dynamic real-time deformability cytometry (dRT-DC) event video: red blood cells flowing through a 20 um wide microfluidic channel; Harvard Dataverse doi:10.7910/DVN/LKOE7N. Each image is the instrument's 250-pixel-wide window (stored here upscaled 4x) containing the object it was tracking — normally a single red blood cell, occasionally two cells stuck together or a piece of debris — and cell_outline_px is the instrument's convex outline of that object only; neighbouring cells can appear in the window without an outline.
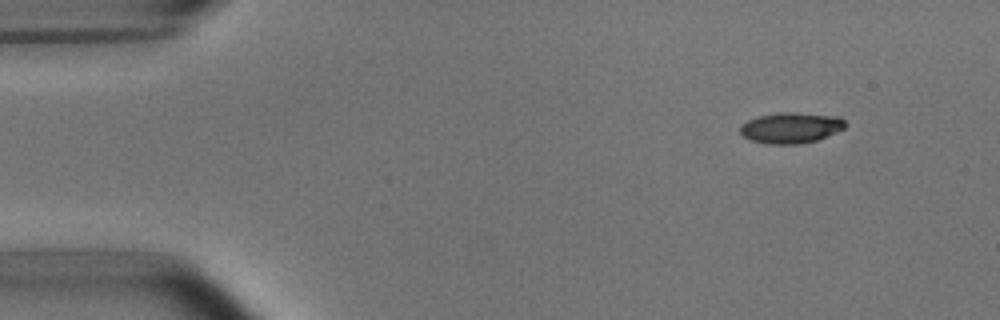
{"species": "common noctule bat (a hibernating species)", "species_latin": "Nyctalus noctula", "temperature_condition": "room temperature", "stored_images_in_passage": 4, "camera_frame_rate_fps": 3000, "um_per_image_px": 0.085, "animal": {"sex": "male", "body_mass_g": 15.6}, "frame": {"image": 1, "passage_image": 1, "time_ms": 0.0, "image_size_px": [1000, 320], "cell_outline_px": [[848, 124], [844, 128], [836, 132], [816, 140], [796, 144], [768, 144], [752, 140], [744, 136], [740, 132], [740, 124], [748, 120], [760, 116], [780, 112], [792, 112], [840, 116]], "centroid_in_image_um": [67.24, 10.85], "position_along_channel_um": 17.8, "area_um2": 18.79}}
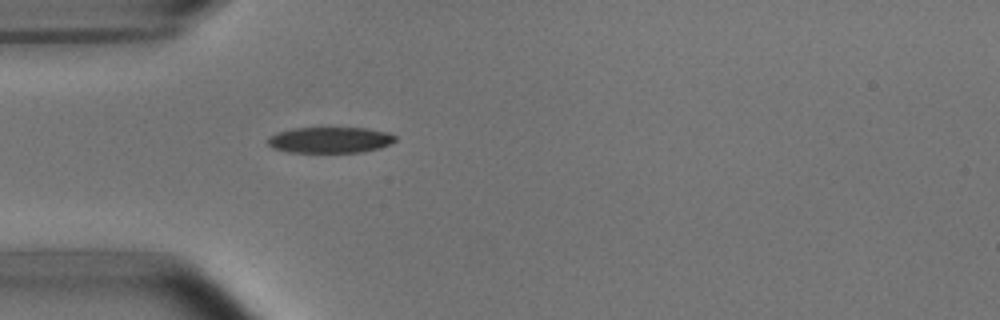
{"frame": {"image": 2, "passage_image": 4, "time_ms": 3.333, "image_size_px": [1000, 320], "cell_outline_px": [[396, 140], [380, 148], [360, 152], [288, 152], [272, 148], [268, 144], [268, 136], [276, 132], [292, 128], [368, 128], [392, 132], [396, 136]], "centroid_in_image_um": [28.06, 11.89], "position_along_channel_um": 56.9, "area_um2": 19.48}}